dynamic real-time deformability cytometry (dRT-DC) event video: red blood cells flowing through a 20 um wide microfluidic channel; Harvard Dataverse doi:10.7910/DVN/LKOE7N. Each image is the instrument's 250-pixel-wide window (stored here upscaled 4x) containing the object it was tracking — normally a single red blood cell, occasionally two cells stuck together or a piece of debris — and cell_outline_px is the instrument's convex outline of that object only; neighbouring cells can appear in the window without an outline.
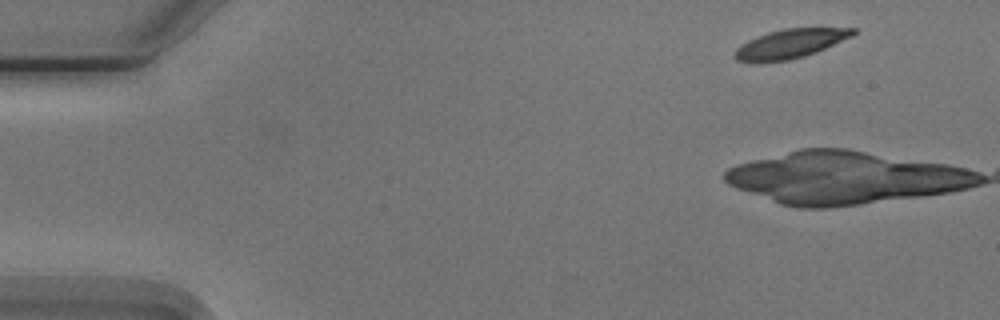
{"species": "Egyptian fruit bat (a non-hibernating species)", "species_latin": "Rousettus aegyptiacus", "temperature_condition": "cold", "stored_images_in_passage": 4, "camera_frame_rate_fps": 3000, "um_per_image_px": 0.085, "animal": {"sex": "male"}, "frame": {"image": 1, "passage_image": 2, "time_ms": 1.0, "image_size_px": [1000, 320], "cell_outline_px": [[856, 32], [852, 36], [816, 52], [804, 56], [788, 60], [756, 64], [752, 64], [736, 60], [732, 56], [736, 48], [740, 44], [756, 36], [768, 32], [784, 28], [856, 28]], "centroid_in_image_um": [67.07, 3.74], "position_along_channel_um": 17.9, "area_um2": 20.4}}